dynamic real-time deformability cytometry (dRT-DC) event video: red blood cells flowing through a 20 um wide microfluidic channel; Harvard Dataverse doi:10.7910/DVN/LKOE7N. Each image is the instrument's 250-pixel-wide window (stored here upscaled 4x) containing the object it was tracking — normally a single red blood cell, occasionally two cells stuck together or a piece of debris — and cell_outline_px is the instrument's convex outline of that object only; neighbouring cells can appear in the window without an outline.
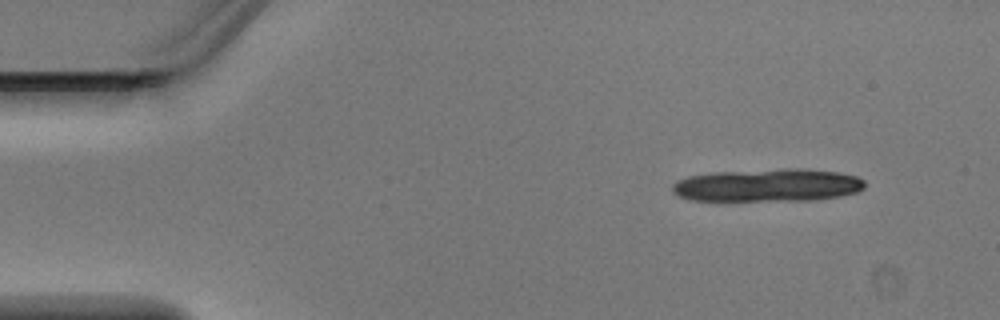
{"species": "Egyptian fruit bat (a non-hibernating species)", "species_latin": "Rousettus aegyptiacus", "temperature_condition": "warm", "stored_images_in_passage": 4, "camera_frame_rate_fps": 3000, "um_per_image_px": 0.085, "animal": {"sex": "male"}, "frame": {"image": 1, "passage_image": 1, "time_ms": 0.0, "image_size_px": [1000, 320], "cell_outline_px": [[864, 188], [856, 192], [840, 196], [812, 200], [688, 200], [672, 192], [672, 184], [676, 180], [688, 176], [712, 172], [784, 168], [808, 168], [840, 172], [856, 176], [864, 180]], "centroid_in_image_um": [65.25, 15.72], "position_along_channel_um": 19.7, "area_um2": 37.17}}